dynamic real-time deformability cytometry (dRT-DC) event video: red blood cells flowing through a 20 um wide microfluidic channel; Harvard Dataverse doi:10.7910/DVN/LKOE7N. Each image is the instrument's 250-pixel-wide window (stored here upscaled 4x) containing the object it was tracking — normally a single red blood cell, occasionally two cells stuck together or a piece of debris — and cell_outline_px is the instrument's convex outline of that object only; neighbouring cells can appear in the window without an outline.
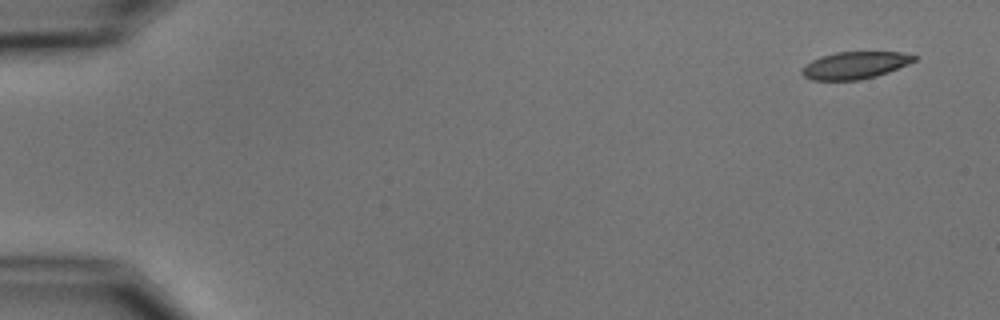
{"species": "common noctule bat (a hibernating species)", "species_latin": "Nyctalus noctula", "temperature_condition": "cold", "stored_images_in_passage": 5, "camera_frame_rate_fps": 3000, "um_per_image_px": 0.085, "animal": {"sex": "male", "body_mass_g": 15.6}, "frame": {"image": 1, "passage_image": 1, "time_ms": 0.0, "image_size_px": [1000, 320], "cell_outline_px": [[916, 60], [908, 64], [888, 72], [876, 76], [860, 80], [812, 80], [804, 76], [800, 72], [800, 68], [804, 64], [820, 56], [836, 52], [900, 52], [916, 56]], "centroid_in_image_um": [72.62, 5.55], "position_along_channel_um": 12.4, "area_um2": 17.86}}
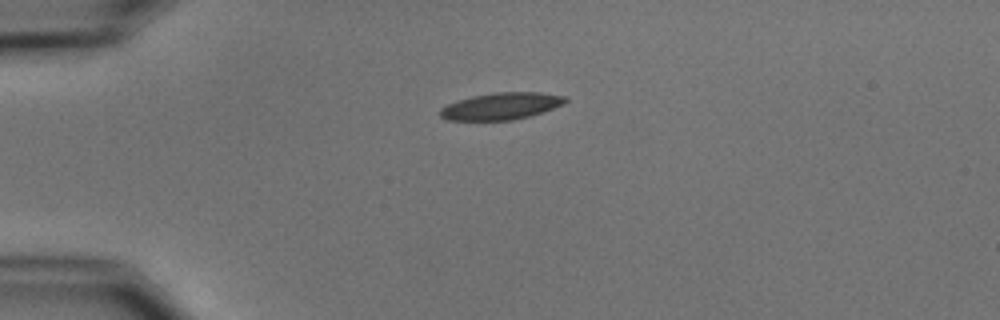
{"frame": {"image": 2, "passage_image": 4, "time_ms": 3.667, "image_size_px": [1000, 320], "cell_outline_px": [[568, 100], [564, 104], [544, 112], [532, 116], [512, 120], [448, 120], [440, 116], [440, 108], [456, 100], [472, 96], [492, 92], [540, 92], [568, 96]], "centroid_in_image_um": [42.65, 9.01], "position_along_channel_um": 42.4, "area_um2": 19.94}}